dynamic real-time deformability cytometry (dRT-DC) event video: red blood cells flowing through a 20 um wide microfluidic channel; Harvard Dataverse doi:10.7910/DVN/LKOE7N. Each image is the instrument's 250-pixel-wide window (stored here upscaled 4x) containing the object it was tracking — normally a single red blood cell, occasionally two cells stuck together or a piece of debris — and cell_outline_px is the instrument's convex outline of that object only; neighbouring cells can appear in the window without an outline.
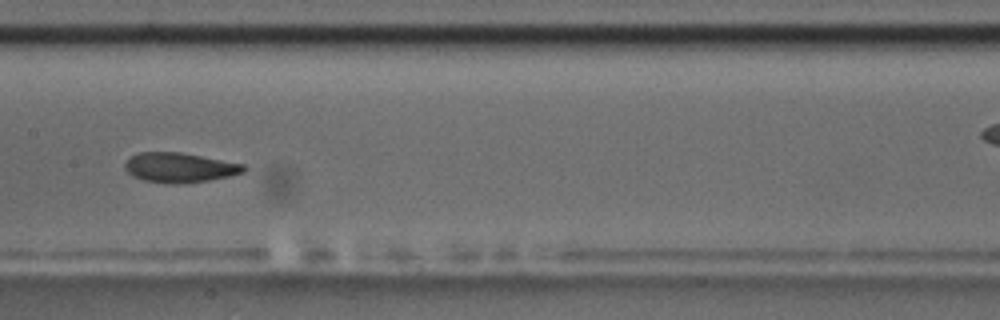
{"species": "common noctule bat (a hibernating species)", "species_latin": "Nyctalus noctula", "temperature_condition": "room temperature", "stored_images_in_passage": 17, "camera_frame_rate_fps": 3000, "um_per_image_px": 0.085, "animal": {"sex": "male", "body_mass_g": 17.5, "forearm_length_mm": 52.3}, "frame": {"image": 1, "passage_image": 8, "time_ms": 8.0, "image_size_px": [1000, 320], "cell_outline_px": [[248, 168], [244, 172], [228, 176], [208, 180], [180, 184], [164, 184], [144, 180], [132, 176], [124, 168], [124, 164], [132, 156], [140, 152], [180, 152], [244, 164]], "centroid_in_image_um": [15.26, 14.25], "position_along_channel_um": 192.1, "area_um2": 20.58}, "authors_computed_cell_mechanics": {"area_um2": 20.6924, "velocity_mm_per_s": 3.4342, "shape_relaxation_time_tau1_ms": 2.15, "shape_relaxation_time_tau2_ms": 1.4741, "deformation_change_tau1": 0.1155, "deformation_change_tau2": 0.0726}}